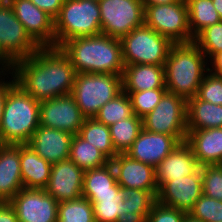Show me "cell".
<instances>
[{"mask_svg":"<svg viewBox=\"0 0 222 222\" xmlns=\"http://www.w3.org/2000/svg\"><path fill=\"white\" fill-rule=\"evenodd\" d=\"M16 83L39 102L72 93L76 71L59 47H40L12 66Z\"/></svg>","mask_w":222,"mask_h":222,"instance_id":"cell-1","label":"cell"},{"mask_svg":"<svg viewBox=\"0 0 222 222\" xmlns=\"http://www.w3.org/2000/svg\"><path fill=\"white\" fill-rule=\"evenodd\" d=\"M76 73L123 75L124 62L119 38L99 34L77 37L60 47Z\"/></svg>","mask_w":222,"mask_h":222,"instance_id":"cell-2","label":"cell"},{"mask_svg":"<svg viewBox=\"0 0 222 222\" xmlns=\"http://www.w3.org/2000/svg\"><path fill=\"white\" fill-rule=\"evenodd\" d=\"M207 62L206 56L194 42L173 44L164 64L167 91L185 101L194 98L204 75L209 71Z\"/></svg>","mask_w":222,"mask_h":222,"instance_id":"cell-3","label":"cell"},{"mask_svg":"<svg viewBox=\"0 0 222 222\" xmlns=\"http://www.w3.org/2000/svg\"><path fill=\"white\" fill-rule=\"evenodd\" d=\"M39 126L40 102L15 82L3 107L0 144H28Z\"/></svg>","mask_w":222,"mask_h":222,"instance_id":"cell-4","label":"cell"},{"mask_svg":"<svg viewBox=\"0 0 222 222\" xmlns=\"http://www.w3.org/2000/svg\"><path fill=\"white\" fill-rule=\"evenodd\" d=\"M54 47L77 38L101 34V18L98 1L64 0L54 18Z\"/></svg>","mask_w":222,"mask_h":222,"instance_id":"cell-5","label":"cell"},{"mask_svg":"<svg viewBox=\"0 0 222 222\" xmlns=\"http://www.w3.org/2000/svg\"><path fill=\"white\" fill-rule=\"evenodd\" d=\"M122 91V75L77 73L71 94L83 116L94 118L105 103Z\"/></svg>","mask_w":222,"mask_h":222,"instance_id":"cell-6","label":"cell"},{"mask_svg":"<svg viewBox=\"0 0 222 222\" xmlns=\"http://www.w3.org/2000/svg\"><path fill=\"white\" fill-rule=\"evenodd\" d=\"M124 65H164L173 43L143 24L120 38Z\"/></svg>","mask_w":222,"mask_h":222,"instance_id":"cell-7","label":"cell"},{"mask_svg":"<svg viewBox=\"0 0 222 222\" xmlns=\"http://www.w3.org/2000/svg\"><path fill=\"white\" fill-rule=\"evenodd\" d=\"M144 24L173 44L193 42L186 1L144 6Z\"/></svg>","mask_w":222,"mask_h":222,"instance_id":"cell-8","label":"cell"},{"mask_svg":"<svg viewBox=\"0 0 222 222\" xmlns=\"http://www.w3.org/2000/svg\"><path fill=\"white\" fill-rule=\"evenodd\" d=\"M143 129L175 136L181 143L187 139V101L166 92L157 106L142 118Z\"/></svg>","mask_w":222,"mask_h":222,"instance_id":"cell-9","label":"cell"},{"mask_svg":"<svg viewBox=\"0 0 222 222\" xmlns=\"http://www.w3.org/2000/svg\"><path fill=\"white\" fill-rule=\"evenodd\" d=\"M101 34L121 38L144 24L141 0H100Z\"/></svg>","mask_w":222,"mask_h":222,"instance_id":"cell-10","label":"cell"},{"mask_svg":"<svg viewBox=\"0 0 222 222\" xmlns=\"http://www.w3.org/2000/svg\"><path fill=\"white\" fill-rule=\"evenodd\" d=\"M40 47L25 31L9 5L0 7V52L12 63L34 54Z\"/></svg>","mask_w":222,"mask_h":222,"instance_id":"cell-11","label":"cell"},{"mask_svg":"<svg viewBox=\"0 0 222 222\" xmlns=\"http://www.w3.org/2000/svg\"><path fill=\"white\" fill-rule=\"evenodd\" d=\"M9 203L19 222H57L59 202L45 189L23 187Z\"/></svg>","mask_w":222,"mask_h":222,"instance_id":"cell-12","label":"cell"},{"mask_svg":"<svg viewBox=\"0 0 222 222\" xmlns=\"http://www.w3.org/2000/svg\"><path fill=\"white\" fill-rule=\"evenodd\" d=\"M85 117L72 94L40 102V125L78 134Z\"/></svg>","mask_w":222,"mask_h":222,"instance_id":"cell-13","label":"cell"},{"mask_svg":"<svg viewBox=\"0 0 222 222\" xmlns=\"http://www.w3.org/2000/svg\"><path fill=\"white\" fill-rule=\"evenodd\" d=\"M14 15L39 47H54V19L30 0H9Z\"/></svg>","mask_w":222,"mask_h":222,"instance_id":"cell-14","label":"cell"},{"mask_svg":"<svg viewBox=\"0 0 222 222\" xmlns=\"http://www.w3.org/2000/svg\"><path fill=\"white\" fill-rule=\"evenodd\" d=\"M202 194L200 167L190 176H184L167 182L158 191L157 202L189 213Z\"/></svg>","mask_w":222,"mask_h":222,"instance_id":"cell-15","label":"cell"},{"mask_svg":"<svg viewBox=\"0 0 222 222\" xmlns=\"http://www.w3.org/2000/svg\"><path fill=\"white\" fill-rule=\"evenodd\" d=\"M110 162L120 187L151 191L157 197L159 189L153 166L132 159L125 153H119Z\"/></svg>","mask_w":222,"mask_h":222,"instance_id":"cell-16","label":"cell"},{"mask_svg":"<svg viewBox=\"0 0 222 222\" xmlns=\"http://www.w3.org/2000/svg\"><path fill=\"white\" fill-rule=\"evenodd\" d=\"M84 172L70 159L52 164L45 191L58 202L77 199L82 196Z\"/></svg>","mask_w":222,"mask_h":222,"instance_id":"cell-17","label":"cell"},{"mask_svg":"<svg viewBox=\"0 0 222 222\" xmlns=\"http://www.w3.org/2000/svg\"><path fill=\"white\" fill-rule=\"evenodd\" d=\"M180 143L175 136L142 129L125 154L155 168Z\"/></svg>","mask_w":222,"mask_h":222,"instance_id":"cell-18","label":"cell"},{"mask_svg":"<svg viewBox=\"0 0 222 222\" xmlns=\"http://www.w3.org/2000/svg\"><path fill=\"white\" fill-rule=\"evenodd\" d=\"M74 134L58 129L39 126L28 145L50 164L69 159Z\"/></svg>","mask_w":222,"mask_h":222,"instance_id":"cell-19","label":"cell"},{"mask_svg":"<svg viewBox=\"0 0 222 222\" xmlns=\"http://www.w3.org/2000/svg\"><path fill=\"white\" fill-rule=\"evenodd\" d=\"M200 167L191 147L186 142L180 143L155 167L158 189L173 179L194 174Z\"/></svg>","mask_w":222,"mask_h":222,"instance_id":"cell-20","label":"cell"},{"mask_svg":"<svg viewBox=\"0 0 222 222\" xmlns=\"http://www.w3.org/2000/svg\"><path fill=\"white\" fill-rule=\"evenodd\" d=\"M23 187L20 144H0V202H9Z\"/></svg>","mask_w":222,"mask_h":222,"instance_id":"cell-21","label":"cell"},{"mask_svg":"<svg viewBox=\"0 0 222 222\" xmlns=\"http://www.w3.org/2000/svg\"><path fill=\"white\" fill-rule=\"evenodd\" d=\"M186 143L200 166L222 165V128L188 130Z\"/></svg>","mask_w":222,"mask_h":222,"instance_id":"cell-22","label":"cell"},{"mask_svg":"<svg viewBox=\"0 0 222 222\" xmlns=\"http://www.w3.org/2000/svg\"><path fill=\"white\" fill-rule=\"evenodd\" d=\"M123 91H145L165 87L164 65L132 64L124 66Z\"/></svg>","mask_w":222,"mask_h":222,"instance_id":"cell-23","label":"cell"},{"mask_svg":"<svg viewBox=\"0 0 222 222\" xmlns=\"http://www.w3.org/2000/svg\"><path fill=\"white\" fill-rule=\"evenodd\" d=\"M52 164L40 157L28 144H20V169L25 188L45 189Z\"/></svg>","mask_w":222,"mask_h":222,"instance_id":"cell-24","label":"cell"},{"mask_svg":"<svg viewBox=\"0 0 222 222\" xmlns=\"http://www.w3.org/2000/svg\"><path fill=\"white\" fill-rule=\"evenodd\" d=\"M222 128V105L200 100L187 101V131Z\"/></svg>","mask_w":222,"mask_h":222,"instance_id":"cell-25","label":"cell"},{"mask_svg":"<svg viewBox=\"0 0 222 222\" xmlns=\"http://www.w3.org/2000/svg\"><path fill=\"white\" fill-rule=\"evenodd\" d=\"M120 190L111 162L103 167L84 172L82 196L86 199L92 194L118 193Z\"/></svg>","mask_w":222,"mask_h":222,"instance_id":"cell-26","label":"cell"},{"mask_svg":"<svg viewBox=\"0 0 222 222\" xmlns=\"http://www.w3.org/2000/svg\"><path fill=\"white\" fill-rule=\"evenodd\" d=\"M69 159L84 171L103 167L110 162L98 148L79 134L72 138Z\"/></svg>","mask_w":222,"mask_h":222,"instance_id":"cell-27","label":"cell"},{"mask_svg":"<svg viewBox=\"0 0 222 222\" xmlns=\"http://www.w3.org/2000/svg\"><path fill=\"white\" fill-rule=\"evenodd\" d=\"M78 134L98 148L110 161L118 155L112 144L109 126L95 118H86Z\"/></svg>","mask_w":222,"mask_h":222,"instance_id":"cell-28","label":"cell"},{"mask_svg":"<svg viewBox=\"0 0 222 222\" xmlns=\"http://www.w3.org/2000/svg\"><path fill=\"white\" fill-rule=\"evenodd\" d=\"M124 196L118 193L92 194L88 200L93 205L95 222H117L123 214Z\"/></svg>","mask_w":222,"mask_h":222,"instance_id":"cell-29","label":"cell"},{"mask_svg":"<svg viewBox=\"0 0 222 222\" xmlns=\"http://www.w3.org/2000/svg\"><path fill=\"white\" fill-rule=\"evenodd\" d=\"M111 140L115 151L126 153L134 140L143 129L142 118L133 114L130 118L123 119L109 126Z\"/></svg>","mask_w":222,"mask_h":222,"instance_id":"cell-30","label":"cell"},{"mask_svg":"<svg viewBox=\"0 0 222 222\" xmlns=\"http://www.w3.org/2000/svg\"><path fill=\"white\" fill-rule=\"evenodd\" d=\"M190 32L195 37L204 28L221 21L212 0H186Z\"/></svg>","mask_w":222,"mask_h":222,"instance_id":"cell-31","label":"cell"},{"mask_svg":"<svg viewBox=\"0 0 222 222\" xmlns=\"http://www.w3.org/2000/svg\"><path fill=\"white\" fill-rule=\"evenodd\" d=\"M130 97L122 91L114 99L105 103L94 117L104 125L110 126L133 115Z\"/></svg>","mask_w":222,"mask_h":222,"instance_id":"cell-32","label":"cell"},{"mask_svg":"<svg viewBox=\"0 0 222 222\" xmlns=\"http://www.w3.org/2000/svg\"><path fill=\"white\" fill-rule=\"evenodd\" d=\"M57 222H95L93 205L81 196L58 203Z\"/></svg>","mask_w":222,"mask_h":222,"instance_id":"cell-33","label":"cell"},{"mask_svg":"<svg viewBox=\"0 0 222 222\" xmlns=\"http://www.w3.org/2000/svg\"><path fill=\"white\" fill-rule=\"evenodd\" d=\"M124 196L123 213H141L146 219L157 197L151 191L121 187Z\"/></svg>","mask_w":222,"mask_h":222,"instance_id":"cell-34","label":"cell"},{"mask_svg":"<svg viewBox=\"0 0 222 222\" xmlns=\"http://www.w3.org/2000/svg\"><path fill=\"white\" fill-rule=\"evenodd\" d=\"M193 42L208 57L207 60H211L222 52V21L204 28L194 37Z\"/></svg>","mask_w":222,"mask_h":222,"instance_id":"cell-35","label":"cell"},{"mask_svg":"<svg viewBox=\"0 0 222 222\" xmlns=\"http://www.w3.org/2000/svg\"><path fill=\"white\" fill-rule=\"evenodd\" d=\"M130 97L133 113L140 118H144L160 102L167 92L166 88H156L145 91H124Z\"/></svg>","mask_w":222,"mask_h":222,"instance_id":"cell-36","label":"cell"},{"mask_svg":"<svg viewBox=\"0 0 222 222\" xmlns=\"http://www.w3.org/2000/svg\"><path fill=\"white\" fill-rule=\"evenodd\" d=\"M188 214L203 222H222V201L202 194Z\"/></svg>","mask_w":222,"mask_h":222,"instance_id":"cell-37","label":"cell"},{"mask_svg":"<svg viewBox=\"0 0 222 222\" xmlns=\"http://www.w3.org/2000/svg\"><path fill=\"white\" fill-rule=\"evenodd\" d=\"M203 194L222 201V165L201 166Z\"/></svg>","mask_w":222,"mask_h":222,"instance_id":"cell-38","label":"cell"},{"mask_svg":"<svg viewBox=\"0 0 222 222\" xmlns=\"http://www.w3.org/2000/svg\"><path fill=\"white\" fill-rule=\"evenodd\" d=\"M196 97L216 105H222V77L214 75L210 70L198 88Z\"/></svg>","mask_w":222,"mask_h":222,"instance_id":"cell-39","label":"cell"},{"mask_svg":"<svg viewBox=\"0 0 222 222\" xmlns=\"http://www.w3.org/2000/svg\"><path fill=\"white\" fill-rule=\"evenodd\" d=\"M187 212L163 205L156 201L146 222H183Z\"/></svg>","mask_w":222,"mask_h":222,"instance_id":"cell-40","label":"cell"},{"mask_svg":"<svg viewBox=\"0 0 222 222\" xmlns=\"http://www.w3.org/2000/svg\"><path fill=\"white\" fill-rule=\"evenodd\" d=\"M38 8L45 11L53 19L58 15L64 0H30Z\"/></svg>","mask_w":222,"mask_h":222,"instance_id":"cell-41","label":"cell"},{"mask_svg":"<svg viewBox=\"0 0 222 222\" xmlns=\"http://www.w3.org/2000/svg\"><path fill=\"white\" fill-rule=\"evenodd\" d=\"M10 74L11 78L9 81H5V78H2L4 80L1 79L2 76H6L9 77L8 75ZM12 74V75H11ZM0 124L2 121V115H3V107H4V103L7 97V92L9 90V88L16 82L15 80V76L13 74V72L9 71L4 73V74H0ZM13 76V77H12Z\"/></svg>","mask_w":222,"mask_h":222,"instance_id":"cell-42","label":"cell"},{"mask_svg":"<svg viewBox=\"0 0 222 222\" xmlns=\"http://www.w3.org/2000/svg\"><path fill=\"white\" fill-rule=\"evenodd\" d=\"M0 222H19L15 209L9 202H0Z\"/></svg>","mask_w":222,"mask_h":222,"instance_id":"cell-43","label":"cell"},{"mask_svg":"<svg viewBox=\"0 0 222 222\" xmlns=\"http://www.w3.org/2000/svg\"><path fill=\"white\" fill-rule=\"evenodd\" d=\"M147 219L141 213H123L118 216L117 222H146Z\"/></svg>","mask_w":222,"mask_h":222,"instance_id":"cell-44","label":"cell"},{"mask_svg":"<svg viewBox=\"0 0 222 222\" xmlns=\"http://www.w3.org/2000/svg\"><path fill=\"white\" fill-rule=\"evenodd\" d=\"M209 70L216 76L222 77V52L215 55L210 61Z\"/></svg>","mask_w":222,"mask_h":222,"instance_id":"cell-45","label":"cell"},{"mask_svg":"<svg viewBox=\"0 0 222 222\" xmlns=\"http://www.w3.org/2000/svg\"><path fill=\"white\" fill-rule=\"evenodd\" d=\"M12 66L13 64L0 52V74L12 71Z\"/></svg>","mask_w":222,"mask_h":222,"instance_id":"cell-46","label":"cell"},{"mask_svg":"<svg viewBox=\"0 0 222 222\" xmlns=\"http://www.w3.org/2000/svg\"><path fill=\"white\" fill-rule=\"evenodd\" d=\"M186 1V0H141L143 6H152L159 4H172L175 2Z\"/></svg>","mask_w":222,"mask_h":222,"instance_id":"cell-47","label":"cell"},{"mask_svg":"<svg viewBox=\"0 0 222 222\" xmlns=\"http://www.w3.org/2000/svg\"><path fill=\"white\" fill-rule=\"evenodd\" d=\"M212 3L222 21V0H212Z\"/></svg>","mask_w":222,"mask_h":222,"instance_id":"cell-48","label":"cell"},{"mask_svg":"<svg viewBox=\"0 0 222 222\" xmlns=\"http://www.w3.org/2000/svg\"><path fill=\"white\" fill-rule=\"evenodd\" d=\"M183 222H203L202 220L196 219L193 216H191L190 214H186V217L184 218Z\"/></svg>","mask_w":222,"mask_h":222,"instance_id":"cell-49","label":"cell"},{"mask_svg":"<svg viewBox=\"0 0 222 222\" xmlns=\"http://www.w3.org/2000/svg\"><path fill=\"white\" fill-rule=\"evenodd\" d=\"M8 2H9V0H0V7L4 6V5H7Z\"/></svg>","mask_w":222,"mask_h":222,"instance_id":"cell-50","label":"cell"}]
</instances>
